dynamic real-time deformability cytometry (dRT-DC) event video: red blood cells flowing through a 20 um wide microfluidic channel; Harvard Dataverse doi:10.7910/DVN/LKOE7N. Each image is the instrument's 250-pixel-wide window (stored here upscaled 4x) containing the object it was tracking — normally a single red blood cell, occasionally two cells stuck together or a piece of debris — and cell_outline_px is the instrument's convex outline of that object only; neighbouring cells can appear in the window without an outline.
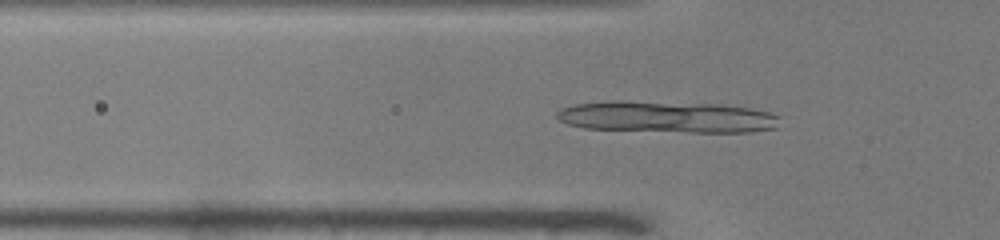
{"species": "common noctule bat (a hibernating species)", "species_latin": "Nyctalus noctula", "temperature_condition": "warm", "stored_images_in_passage": 50, "camera_frame_rate_fps": 3000, "um_per_image_px": 0.085, "animal": {"sex": "male", "body_mass_g": 19.0, "forearm_length_mm": 50.8}, "frame": {"image": 1, "passage_image": 16, "time_ms": 5.0, "image_size_px": [1000, 240], "cell_outline_px": [[780, 116], [776, 128], [748, 132], [692, 132], [584, 128], [568, 124], [560, 120], [556, 116], [556, 112], [564, 108], [576, 104], [616, 100], [624, 100], [720, 104], [748, 108], [768, 112]], "centroid_in_image_um": [56.7, 9.93], "position_along_channel_um": 69.1, "area_um2": 40.92}}
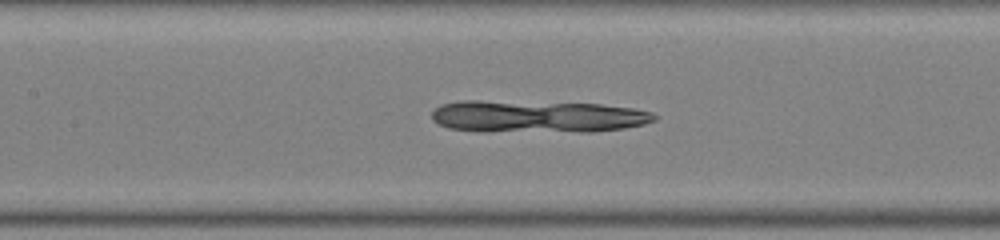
{"frame": {"image": 2, "passage_image": 23, "time_ms": 7.333, "image_size_px": [1000, 240], "cell_outline_px": [[656, 120], [644, 124], [624, 128], [592, 132], [484, 132], [448, 128], [432, 120], [432, 112], [440, 104], [460, 100], [476, 100], [600, 104], [632, 108], [652, 112], [656, 116]], "centroid_in_image_um": [45.64, 9.91], "position_along_channel_um": 161.8, "area_um2": 42.37}}
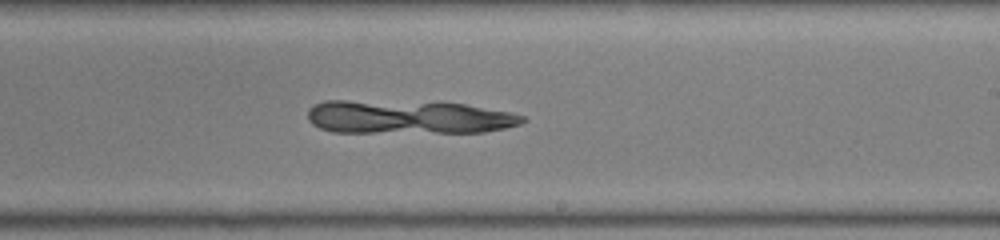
{"frame": {"image": 3, "passage_image": 30, "time_ms": 9.667, "image_size_px": [1000, 240], "cell_outline_px": [[524, 120], [520, 124], [504, 128], [484, 132], [332, 132], [320, 128], [312, 124], [308, 120], [308, 108], [324, 100], [344, 100], [464, 104], [508, 112], [524, 116]], "centroid_in_image_um": [34.63, 9.96], "position_along_channel_um": 254.4, "area_um2": 41.5}}